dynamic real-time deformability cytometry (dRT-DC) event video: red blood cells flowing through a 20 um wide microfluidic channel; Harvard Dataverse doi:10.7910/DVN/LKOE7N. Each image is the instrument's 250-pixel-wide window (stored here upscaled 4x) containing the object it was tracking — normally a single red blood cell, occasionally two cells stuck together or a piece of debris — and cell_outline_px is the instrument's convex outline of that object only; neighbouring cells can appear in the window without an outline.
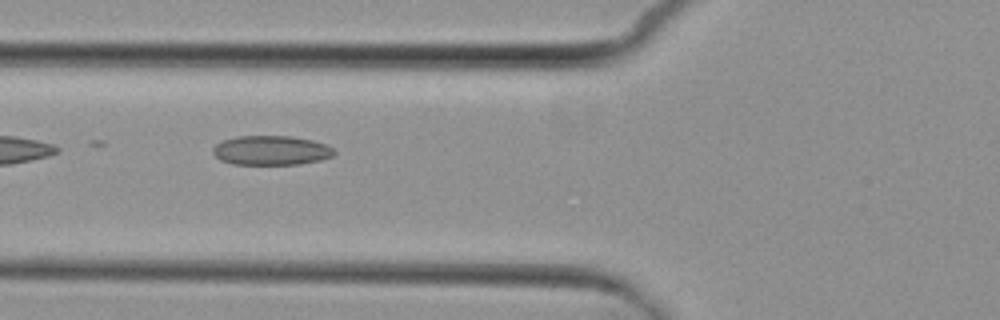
{"species": "common noctule bat (a hibernating species)", "species_latin": "Nyctalus noctula", "temperature_condition": "cold", "stored_images_in_passage": 5, "camera_frame_rate_fps": 3000, "um_per_image_px": 0.085, "animal": {"sex": "female", "body_mass_g": 29.2, "forearm_length_mm": 56.3}, "frame": {"image": 1, "passage_image": 5, "time_ms": 5.333, "image_size_px": [1000, 320], "cell_outline_px": [[336, 152], [332, 156], [320, 160], [300, 164], [232, 164], [220, 160], [212, 152], [212, 148], [216, 144], [224, 140], [236, 136], [292, 136], [312, 140], [324, 144], [332, 148]], "centroid_in_image_um": [23.03, 12.78], "position_along_channel_um": 102.8, "area_um2": 20.75}}